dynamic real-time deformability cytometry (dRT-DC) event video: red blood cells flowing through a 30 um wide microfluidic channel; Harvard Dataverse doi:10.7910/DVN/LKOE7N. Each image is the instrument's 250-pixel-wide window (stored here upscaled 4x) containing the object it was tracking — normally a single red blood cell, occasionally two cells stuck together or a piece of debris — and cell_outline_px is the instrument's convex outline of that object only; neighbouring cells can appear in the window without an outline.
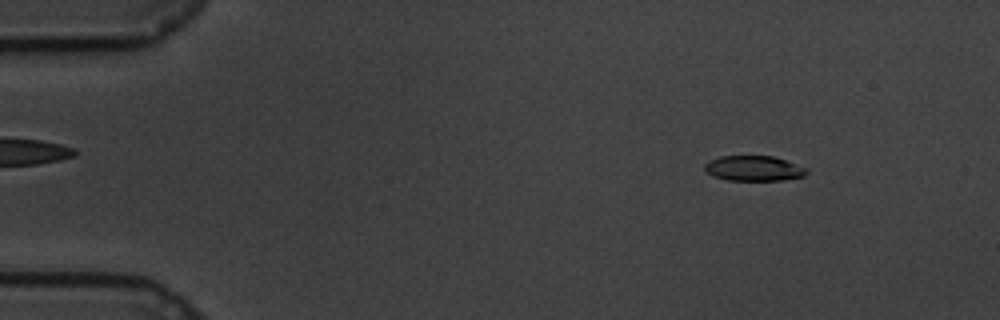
{"species": "common noctule bat (a hibernating species)", "species_latin": "Nyctalus noctula", "temperature_condition": "cold", "stored_images_in_passage": 60, "camera_frame_rate_fps": 3000, "um_per_image_px": 0.085, "animal": {"sex": "male", "body_mass_g": 19.5, "forearm_length_mm": 54.6}, "frame": {"image": 1, "passage_image": 8, "time_ms": 2.333, "image_size_px": [1000, 320], "cell_outline_px": [[808, 172], [804, 176], [784, 180], [728, 180], [712, 176], [704, 168], [704, 164], [720, 156], [772, 156], [808, 168]], "centroid_in_image_um": [64.09, 14.32], "position_along_channel_um": 20.9, "area_um2": 14.85}}
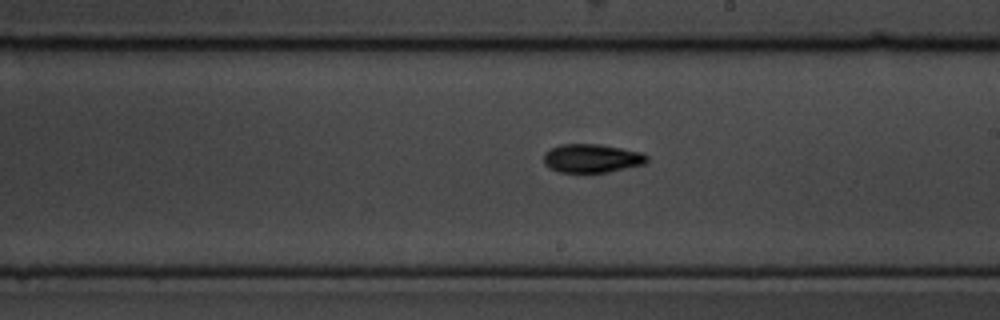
{"frame": {"image": 2, "passage_image": 35, "time_ms": 11.333, "image_size_px": [1000, 320], "cell_outline_px": [[648, 160], [644, 164], [608, 172], [556, 172], [548, 168], [544, 164], [544, 152], [560, 144], [600, 144], [640, 152], [648, 156]], "centroid_in_image_um": [50.27, 13.46], "position_along_channel_um": 238.7, "area_um2": 17.22}}
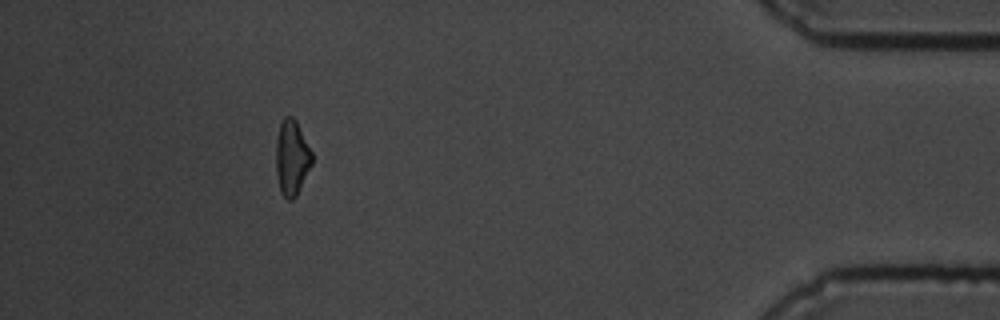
{"frame": {"image": 3, "passage_image": 55, "time_ms": 18.0, "image_size_px": [1000, 320], "cell_outline_px": [[312, 164], [296, 196], [292, 200], [288, 200], [280, 192], [276, 176], [276, 136], [280, 124], [284, 116], [292, 116], [296, 120], [312, 152]], "centroid_in_image_um": [24.79, 13.4], "position_along_channel_um": 410.4, "area_um2": 15.9}, "authors_computed_cell_mechanics": {"area_um2": 16.2129, "velocity_mm_per_s": 3.3784, "shape_relaxation_time_tau1_ms": 3.9258, "shape_relaxation_time_tau2_ms": 3.4144, "deformation_change_tau1": 0.1373, "deformation_change_tau2": 0.0859}}